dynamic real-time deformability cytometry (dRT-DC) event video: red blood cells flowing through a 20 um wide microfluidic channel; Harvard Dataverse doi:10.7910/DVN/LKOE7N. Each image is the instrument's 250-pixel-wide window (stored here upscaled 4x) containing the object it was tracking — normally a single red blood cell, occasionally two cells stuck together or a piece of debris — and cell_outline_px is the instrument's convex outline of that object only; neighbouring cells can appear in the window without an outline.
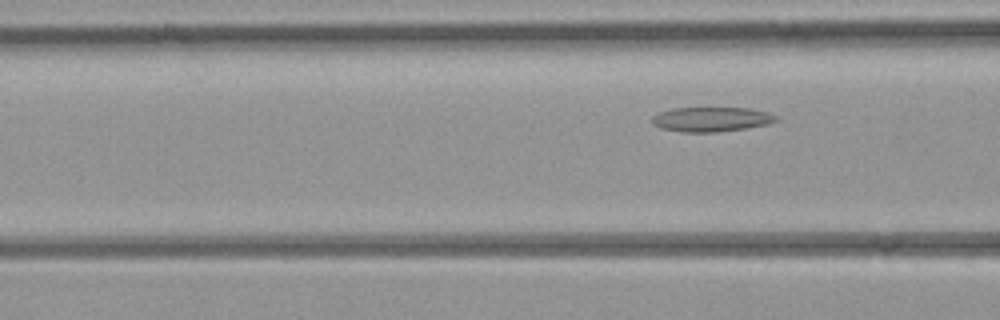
{"species": "common noctule bat (a hibernating species)", "species_latin": "Nyctalus noctula", "temperature_condition": "room temperature", "stored_images_in_passage": 4, "camera_frame_rate_fps": 3000, "um_per_image_px": 0.085, "animal": {"sex": "female", "body_mass_g": 21.9}, "frame": {"image": 1, "passage_image": 4, "time_ms": 3.667, "image_size_px": [1000, 320], "cell_outline_px": [[780, 120], [768, 124], [748, 128], [716, 132], [680, 132], [660, 128], [652, 124], [652, 116], [660, 112], [672, 108], [752, 108], [768, 112], [776, 116]], "centroid_in_image_um": [60.48, 10.14], "position_along_channel_um": 106.1, "area_um2": 17.98}}